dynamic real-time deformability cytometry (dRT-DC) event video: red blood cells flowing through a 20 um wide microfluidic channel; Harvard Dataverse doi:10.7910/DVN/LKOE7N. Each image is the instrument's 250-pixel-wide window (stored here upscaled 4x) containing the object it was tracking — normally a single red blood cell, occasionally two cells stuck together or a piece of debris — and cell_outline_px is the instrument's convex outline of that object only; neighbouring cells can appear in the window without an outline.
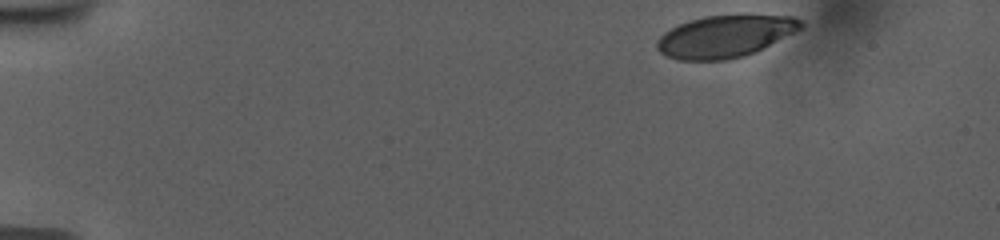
{"species": "human", "species_latin": "Homo sapiens", "temperature_condition": "room temperature", "stored_images_in_passage": 43, "camera_frame_rate_fps": 3000, "um_per_image_px": 0.085, "donor": {"sex": "female"}, "frame": {"image": 1, "passage_image": 1, "time_ms": 0.0, "image_size_px": [1000, 240], "cell_outline_px": [[804, 28], [756, 52], [744, 56], [728, 60], [680, 60], [668, 56], [660, 52], [656, 48], [656, 40], [664, 32], [680, 24], [704, 16], [736, 12], [748, 12], [796, 16], [804, 20]], "centroid_in_image_um": [61.75, 3.03], "position_along_channel_um": 23.2, "area_um2": 36.7}}
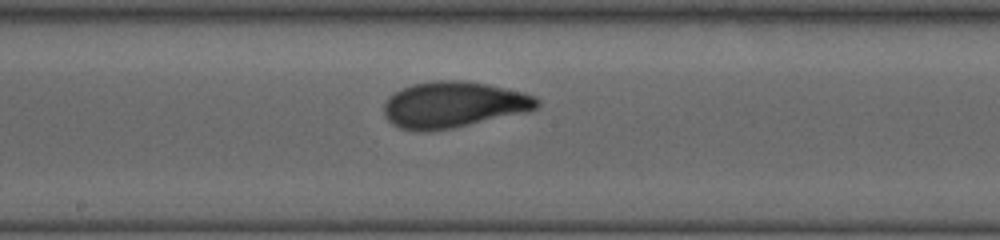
{"frame": {"image": 2, "passage_image": 25, "time_ms": 8.0, "image_size_px": [1000, 240], "cell_outline_px": [[540, 104], [536, 108], [524, 112], [452, 128], [428, 132], [416, 132], [400, 128], [392, 124], [384, 116], [384, 104], [388, 96], [412, 84], [436, 80], [464, 80], [488, 84], [524, 92], [536, 96], [540, 100]], "centroid_in_image_um": [38.53, 8.9], "position_along_channel_um": 209.7, "area_um2": 41.27}}
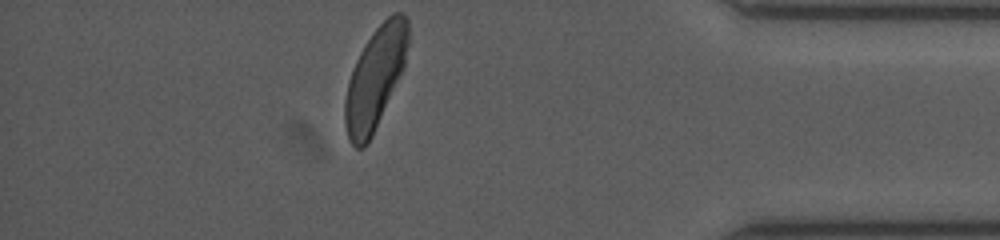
{"frame": {"image": 3, "passage_image": 43, "time_ms": 14.0, "image_size_px": [1000, 240], "cell_outline_px": [[408, 44], [404, 68], [372, 136], [368, 144], [364, 148], [356, 148], [352, 144], [348, 136], [344, 124], [344, 100], [348, 80], [352, 68], [364, 44], [372, 32], [392, 12], [400, 12], [408, 20]], "centroid_in_image_um": [31.88, 6.64], "position_along_channel_um": 403.3, "area_um2": 37.45}, "authors_computed_cell_mechanics": {"area_um2": 39.4196, "velocity_mm_per_s": 3.7306, "shape_relaxation_time_tau1_ms": 4.609, "shape_relaxation_time_tau2_ms": 0.8146, "deformation_change_tau1": 0.1778, "deformation_change_tau2": 0.0639}}